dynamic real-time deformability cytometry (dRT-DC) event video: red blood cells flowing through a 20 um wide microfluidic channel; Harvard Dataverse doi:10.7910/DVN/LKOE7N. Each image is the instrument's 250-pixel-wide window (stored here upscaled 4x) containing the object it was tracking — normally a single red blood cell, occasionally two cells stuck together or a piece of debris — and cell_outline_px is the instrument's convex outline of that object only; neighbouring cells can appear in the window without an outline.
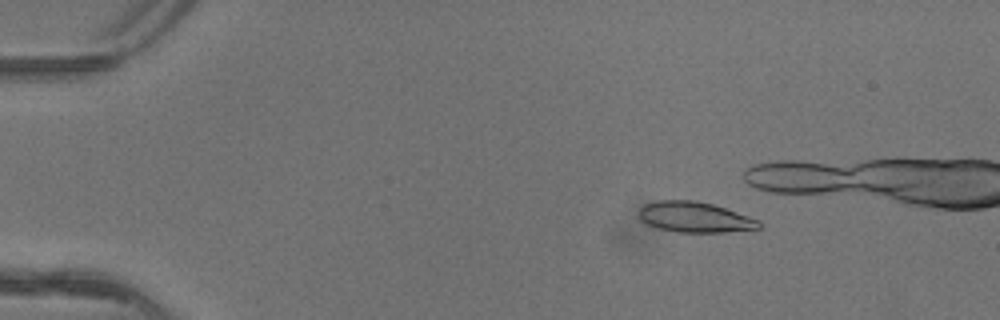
{"species": "common noctule bat (a hibernating species)", "species_latin": "Nyctalus noctula", "temperature_condition": "warm", "stored_images_in_passage": 6, "camera_frame_rate_fps": 3000, "um_per_image_px": 0.085, "animal": {"sex": "female"}, "frame": {"image": 1, "passage_image": 2, "time_ms": 0.333, "image_size_px": [1000, 320], "cell_outline_px": [[760, 228], [724, 232], [680, 232], [660, 228], [648, 224], [640, 220], [640, 208], [644, 204], [660, 200], [692, 200], [712, 204], [760, 220]], "centroid_in_image_um": [59.05, 18.45], "position_along_channel_um": 25.9, "area_um2": 20.98}}